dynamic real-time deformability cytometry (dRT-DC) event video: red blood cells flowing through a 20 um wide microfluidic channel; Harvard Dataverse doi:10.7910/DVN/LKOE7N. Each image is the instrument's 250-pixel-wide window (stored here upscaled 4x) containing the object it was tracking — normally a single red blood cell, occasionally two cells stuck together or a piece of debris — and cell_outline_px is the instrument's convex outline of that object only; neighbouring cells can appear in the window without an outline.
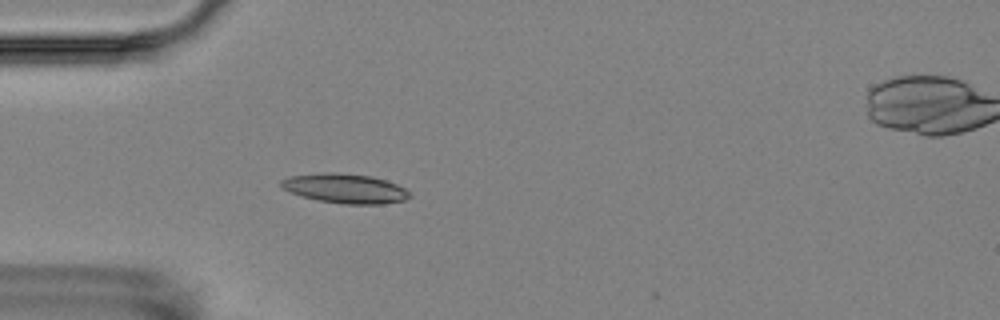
{"species": "Egyptian fruit bat (a non-hibernating species)", "species_latin": "Rousettus aegyptiacus", "temperature_condition": "room temperature", "stored_images_in_passage": 5, "camera_frame_rate_fps": 3000, "um_per_image_px": 0.085, "animal": {"sex": "female"}, "frame": {"image": 1, "passage_image": 4, "time_ms": 3.667, "image_size_px": [1000, 320], "cell_outline_px": [[412, 196], [404, 200], [384, 204], [344, 204], [316, 200], [300, 196], [284, 188], [280, 184], [280, 180], [292, 176], [372, 176], [396, 184], [404, 188]], "centroid_in_image_um": [29.41, 16.1], "position_along_channel_um": 55.6, "area_um2": 20.69}}